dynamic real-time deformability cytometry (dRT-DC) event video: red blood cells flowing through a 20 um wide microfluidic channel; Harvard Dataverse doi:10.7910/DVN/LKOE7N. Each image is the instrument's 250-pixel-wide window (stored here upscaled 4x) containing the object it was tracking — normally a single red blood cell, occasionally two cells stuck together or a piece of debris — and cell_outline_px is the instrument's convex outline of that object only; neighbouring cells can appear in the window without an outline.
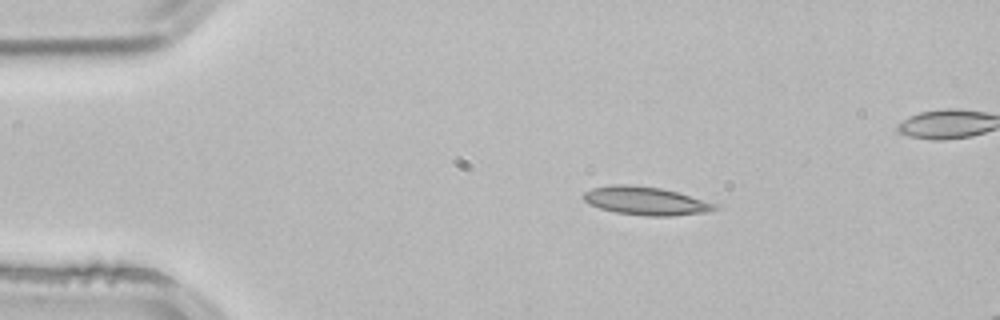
{"species": "common noctule bat (a hibernating species)", "species_latin": "Nyctalus noctula", "temperature_condition": "room temperature", "stored_images_in_passage": 3, "camera_frame_rate_fps": 3000, "um_per_image_px": 0.085, "animal": {"sex": "male", "body_mass_g": 21.5, "forearm_length_mm": 52.0}, "frame": {"image": 1, "passage_image": 1, "time_ms": 0.0, "image_size_px": [1000, 320], "cell_outline_px": [[720, 208], [708, 212], [672, 216], [648, 216], [616, 212], [600, 208], [588, 204], [580, 196], [584, 192], [592, 188], [612, 184], [628, 184], [660, 188], [676, 192], [716, 204]], "centroid_in_image_um": [54.84, 17.07], "position_along_channel_um": 30.2, "area_um2": 21.62}}